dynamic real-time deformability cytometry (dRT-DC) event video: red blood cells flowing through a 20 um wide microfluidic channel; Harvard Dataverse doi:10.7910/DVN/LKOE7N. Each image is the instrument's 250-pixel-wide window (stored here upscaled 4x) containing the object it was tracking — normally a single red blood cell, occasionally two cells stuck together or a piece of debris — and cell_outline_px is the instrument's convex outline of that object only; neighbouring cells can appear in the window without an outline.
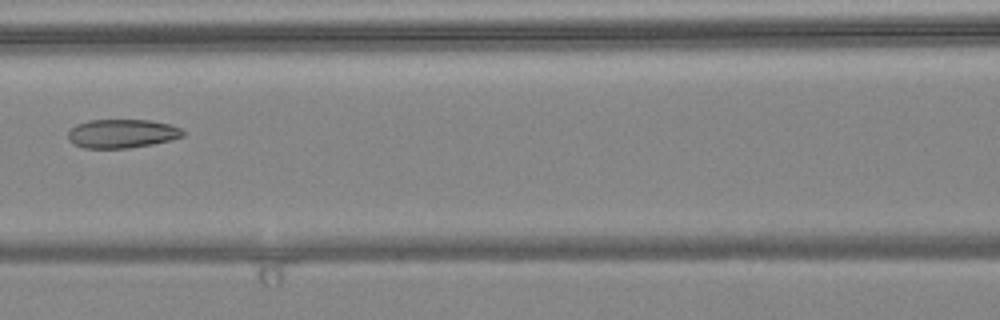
{"species": "common noctule bat (a hibernating species)", "species_latin": "Nyctalus noctula", "temperature_condition": "warm", "stored_images_in_passage": 7, "camera_frame_rate_fps": 3000, "um_per_image_px": 0.085, "animal": {"sex": "female", "body_mass_g": 24.6, "forearm_length_mm": 56.2}, "frame": {"image": 1, "passage_image": 7, "time_ms": 2.0, "image_size_px": [1000, 320], "cell_outline_px": [[184, 136], [172, 140], [152, 144], [128, 148], [84, 148], [72, 144], [68, 140], [68, 132], [76, 124], [88, 120], [148, 120], [172, 124], [180, 128], [184, 132]], "centroid_in_image_um": [10.36, 11.35], "position_along_channel_um": 156.2, "area_um2": 19.42}}